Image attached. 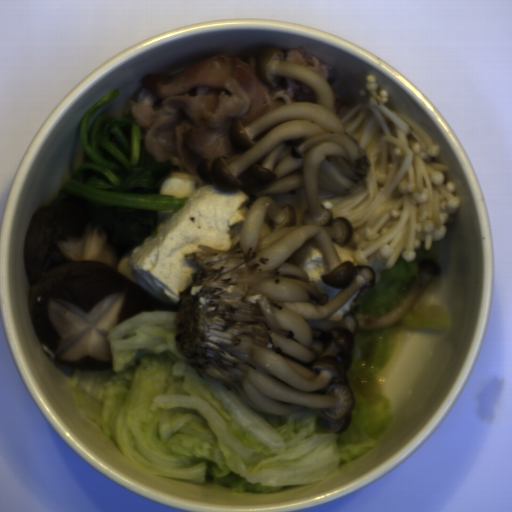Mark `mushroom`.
<instances>
[{
  "label": "mushroom",
  "instance_id": "1",
  "mask_svg": "<svg viewBox=\"0 0 512 512\" xmlns=\"http://www.w3.org/2000/svg\"><path fill=\"white\" fill-rule=\"evenodd\" d=\"M125 256L83 197L42 206L27 226V310L36 341L58 364L112 369L107 334L140 311H176L119 273Z\"/></svg>",
  "mask_w": 512,
  "mask_h": 512
}]
</instances>
